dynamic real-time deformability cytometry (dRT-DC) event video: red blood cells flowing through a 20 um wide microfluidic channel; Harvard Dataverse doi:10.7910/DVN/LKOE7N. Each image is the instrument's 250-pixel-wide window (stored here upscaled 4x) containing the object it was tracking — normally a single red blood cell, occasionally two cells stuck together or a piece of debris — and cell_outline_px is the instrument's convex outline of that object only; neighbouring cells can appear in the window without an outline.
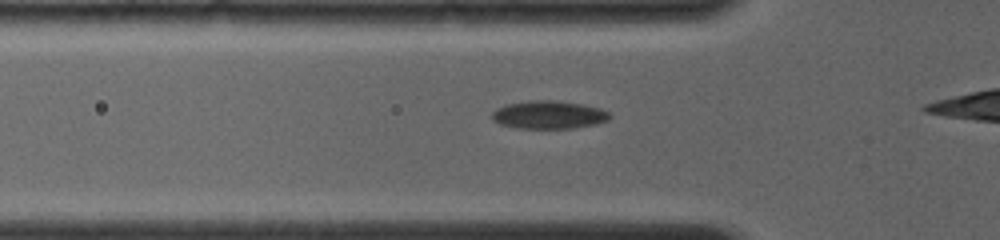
{"species": "common noctule bat (a hibernating species)", "species_latin": "Nyctalus noctula", "temperature_condition": "room temperature", "stored_images_in_passage": 10, "camera_frame_rate_fps": 4000, "um_per_image_px": 0.085, "animal": {"sex": "female", "body_mass_g": 19.0, "forearm_length_mm": 56.7}, "frame": {"image": 1, "passage_image": 6, "time_ms": 2.5, "image_size_px": [1000, 240], "cell_outline_px": [[612, 116], [608, 120], [596, 124], [572, 128], [516, 128], [500, 124], [492, 120], [492, 112], [496, 108], [508, 104], [528, 100], [552, 100], [584, 104], [600, 108], [608, 112]], "centroid_in_image_um": [46.64, 9.75], "position_along_channel_um": 79.2, "area_um2": 19.31}}
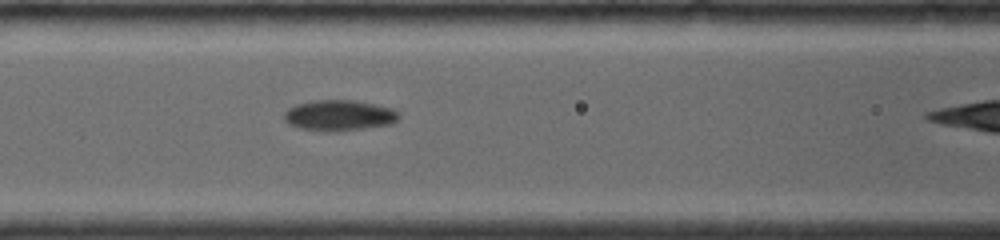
{"frame": {"image": 2, "passage_image": 9, "time_ms": 4.0, "image_size_px": [1000, 240], "cell_outline_px": [[400, 116], [392, 124], [336, 132], [328, 132], [300, 128], [288, 124], [284, 120], [284, 112], [288, 108], [296, 104], [316, 100], [352, 100], [392, 108]], "centroid_in_image_um": [28.79, 9.82], "position_along_channel_um": 137.8, "area_um2": 20.52}}